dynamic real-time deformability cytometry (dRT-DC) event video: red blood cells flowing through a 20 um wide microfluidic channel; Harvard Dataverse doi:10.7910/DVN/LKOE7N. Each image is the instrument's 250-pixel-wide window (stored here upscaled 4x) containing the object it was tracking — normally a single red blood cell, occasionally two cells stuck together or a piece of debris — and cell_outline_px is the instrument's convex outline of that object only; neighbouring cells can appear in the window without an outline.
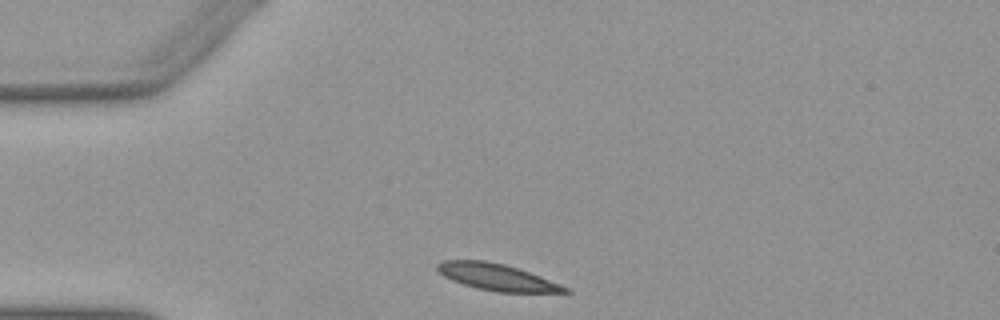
{"species": "Egyptian fruit bat (a non-hibernating species)", "species_latin": "Rousettus aegyptiacus", "temperature_condition": "warm", "stored_images_in_passage": 30, "camera_frame_rate_fps": 3000, "um_per_image_px": 0.085, "animal": {"sex": "female"}, "frame": {"image": 1, "passage_image": 1, "time_ms": 0.0, "image_size_px": [1000, 320], "cell_outline_px": [[572, 292], [496, 292], [476, 288], [452, 280], [444, 276], [436, 268], [436, 264], [444, 260], [484, 260], [504, 264], [540, 276], [560, 284], [568, 288]], "centroid_in_image_um": [42.21, 23.55], "position_along_channel_um": 42.8, "area_um2": 19.54}}
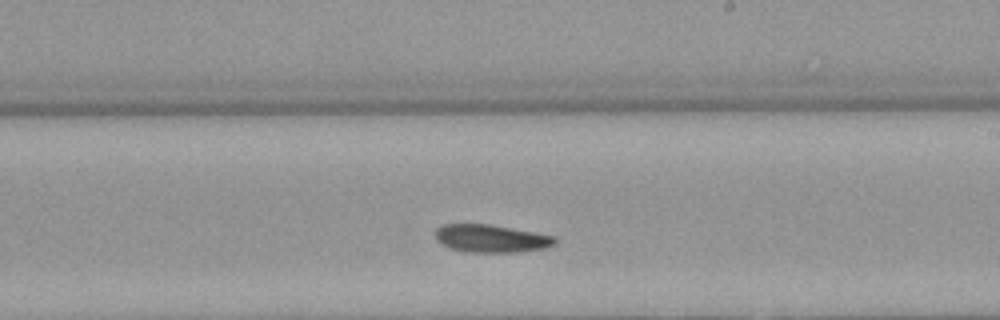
{"frame": {"image": 2, "passage_image": 19, "time_ms": 6.0, "image_size_px": [1000, 320], "cell_outline_px": [[556, 244], [544, 248], [516, 252], [468, 252], [452, 248], [440, 244], [436, 240], [436, 228], [444, 224], [488, 224], [556, 236]], "centroid_in_image_um": [41.74, 20.27], "position_along_channel_um": 247.3, "area_um2": 19.25}}
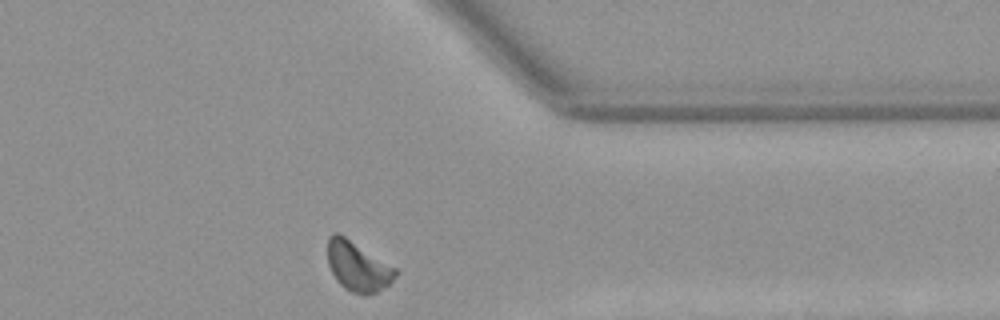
{"frame": {"image": 3, "passage_image": 30, "time_ms": 9.667, "image_size_px": [1000, 320], "cell_outline_px": [[396, 276], [388, 284], [376, 292], [364, 296], [352, 292], [344, 288], [336, 280], [328, 264], [328, 236], [332, 232], [336, 232], [344, 236], [396, 268]], "centroid_in_image_um": [30.38, 22.65], "position_along_channel_um": 381.0, "area_um2": 19.36}, "authors_computed_cell_mechanics": {"area_um2": 19.7676, "velocity_mm_per_s": 3.8793, "shape_relaxation_time_tau1_ms": 5.575, "shape_relaxation_time_tau2_ms": null, "deformation_change_tau1": 0.1221, "deformation_change_tau2": null}}